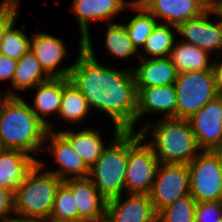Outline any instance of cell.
Listing matches in <instances>:
<instances>
[{
    "instance_id": "41",
    "label": "cell",
    "mask_w": 222,
    "mask_h": 222,
    "mask_svg": "<svg viewBox=\"0 0 222 222\" xmlns=\"http://www.w3.org/2000/svg\"><path fill=\"white\" fill-rule=\"evenodd\" d=\"M4 222H40V221L34 220V219L20 218V217H16L14 215V217H12Z\"/></svg>"
},
{
    "instance_id": "10",
    "label": "cell",
    "mask_w": 222,
    "mask_h": 222,
    "mask_svg": "<svg viewBox=\"0 0 222 222\" xmlns=\"http://www.w3.org/2000/svg\"><path fill=\"white\" fill-rule=\"evenodd\" d=\"M200 149L212 151L222 143V97L218 95L188 119Z\"/></svg>"
},
{
    "instance_id": "22",
    "label": "cell",
    "mask_w": 222,
    "mask_h": 222,
    "mask_svg": "<svg viewBox=\"0 0 222 222\" xmlns=\"http://www.w3.org/2000/svg\"><path fill=\"white\" fill-rule=\"evenodd\" d=\"M59 132L70 142L73 149L89 169L107 147V145L103 144L100 133L94 129L79 130L77 132L59 130Z\"/></svg>"
},
{
    "instance_id": "35",
    "label": "cell",
    "mask_w": 222,
    "mask_h": 222,
    "mask_svg": "<svg viewBox=\"0 0 222 222\" xmlns=\"http://www.w3.org/2000/svg\"><path fill=\"white\" fill-rule=\"evenodd\" d=\"M16 17L18 14L15 12L0 10V40L7 28L16 21Z\"/></svg>"
},
{
    "instance_id": "18",
    "label": "cell",
    "mask_w": 222,
    "mask_h": 222,
    "mask_svg": "<svg viewBox=\"0 0 222 222\" xmlns=\"http://www.w3.org/2000/svg\"><path fill=\"white\" fill-rule=\"evenodd\" d=\"M77 16L80 28V42L90 33L91 21H110L113 16L126 10L124 0H74L71 9Z\"/></svg>"
},
{
    "instance_id": "38",
    "label": "cell",
    "mask_w": 222,
    "mask_h": 222,
    "mask_svg": "<svg viewBox=\"0 0 222 222\" xmlns=\"http://www.w3.org/2000/svg\"><path fill=\"white\" fill-rule=\"evenodd\" d=\"M20 3V0H4L0 3V10L3 11H12L17 13V7Z\"/></svg>"
},
{
    "instance_id": "26",
    "label": "cell",
    "mask_w": 222,
    "mask_h": 222,
    "mask_svg": "<svg viewBox=\"0 0 222 222\" xmlns=\"http://www.w3.org/2000/svg\"><path fill=\"white\" fill-rule=\"evenodd\" d=\"M172 29H175L177 32V26L165 23H157L154 27L152 33L146 39L142 47L147 55L151 56V59L170 56L171 50L175 44V35Z\"/></svg>"
},
{
    "instance_id": "13",
    "label": "cell",
    "mask_w": 222,
    "mask_h": 222,
    "mask_svg": "<svg viewBox=\"0 0 222 222\" xmlns=\"http://www.w3.org/2000/svg\"><path fill=\"white\" fill-rule=\"evenodd\" d=\"M48 140L51 141L48 147L49 152L59 166L56 170L49 172L55 174L62 182L70 178L88 177L89 168L59 131L48 130L45 141Z\"/></svg>"
},
{
    "instance_id": "32",
    "label": "cell",
    "mask_w": 222,
    "mask_h": 222,
    "mask_svg": "<svg viewBox=\"0 0 222 222\" xmlns=\"http://www.w3.org/2000/svg\"><path fill=\"white\" fill-rule=\"evenodd\" d=\"M222 218V201L196 204L195 222H219Z\"/></svg>"
},
{
    "instance_id": "19",
    "label": "cell",
    "mask_w": 222,
    "mask_h": 222,
    "mask_svg": "<svg viewBox=\"0 0 222 222\" xmlns=\"http://www.w3.org/2000/svg\"><path fill=\"white\" fill-rule=\"evenodd\" d=\"M141 65L133 69L136 88H149L175 84L177 71L170 57L143 59Z\"/></svg>"
},
{
    "instance_id": "16",
    "label": "cell",
    "mask_w": 222,
    "mask_h": 222,
    "mask_svg": "<svg viewBox=\"0 0 222 222\" xmlns=\"http://www.w3.org/2000/svg\"><path fill=\"white\" fill-rule=\"evenodd\" d=\"M136 90V123L143 115L152 112H162L164 118H176L177 94L175 84L136 88Z\"/></svg>"
},
{
    "instance_id": "29",
    "label": "cell",
    "mask_w": 222,
    "mask_h": 222,
    "mask_svg": "<svg viewBox=\"0 0 222 222\" xmlns=\"http://www.w3.org/2000/svg\"><path fill=\"white\" fill-rule=\"evenodd\" d=\"M49 220L55 222H78V212L74 196L63 183L56 190Z\"/></svg>"
},
{
    "instance_id": "17",
    "label": "cell",
    "mask_w": 222,
    "mask_h": 222,
    "mask_svg": "<svg viewBox=\"0 0 222 222\" xmlns=\"http://www.w3.org/2000/svg\"><path fill=\"white\" fill-rule=\"evenodd\" d=\"M210 8V0H154L147 9L165 24L178 26L203 14Z\"/></svg>"
},
{
    "instance_id": "6",
    "label": "cell",
    "mask_w": 222,
    "mask_h": 222,
    "mask_svg": "<svg viewBox=\"0 0 222 222\" xmlns=\"http://www.w3.org/2000/svg\"><path fill=\"white\" fill-rule=\"evenodd\" d=\"M134 132L128 131L126 193L149 195L160 163L152 146L149 143H142L144 137L139 131Z\"/></svg>"
},
{
    "instance_id": "30",
    "label": "cell",
    "mask_w": 222,
    "mask_h": 222,
    "mask_svg": "<svg viewBox=\"0 0 222 222\" xmlns=\"http://www.w3.org/2000/svg\"><path fill=\"white\" fill-rule=\"evenodd\" d=\"M197 202L189 194L157 213V222H195Z\"/></svg>"
},
{
    "instance_id": "39",
    "label": "cell",
    "mask_w": 222,
    "mask_h": 222,
    "mask_svg": "<svg viewBox=\"0 0 222 222\" xmlns=\"http://www.w3.org/2000/svg\"><path fill=\"white\" fill-rule=\"evenodd\" d=\"M210 8L213 10V15L221 17L222 23V0H210Z\"/></svg>"
},
{
    "instance_id": "12",
    "label": "cell",
    "mask_w": 222,
    "mask_h": 222,
    "mask_svg": "<svg viewBox=\"0 0 222 222\" xmlns=\"http://www.w3.org/2000/svg\"><path fill=\"white\" fill-rule=\"evenodd\" d=\"M122 195L107 200L105 222H157L150 196L130 194L122 202Z\"/></svg>"
},
{
    "instance_id": "44",
    "label": "cell",
    "mask_w": 222,
    "mask_h": 222,
    "mask_svg": "<svg viewBox=\"0 0 222 222\" xmlns=\"http://www.w3.org/2000/svg\"><path fill=\"white\" fill-rule=\"evenodd\" d=\"M40 222H55V221L45 220V221H40Z\"/></svg>"
},
{
    "instance_id": "9",
    "label": "cell",
    "mask_w": 222,
    "mask_h": 222,
    "mask_svg": "<svg viewBox=\"0 0 222 222\" xmlns=\"http://www.w3.org/2000/svg\"><path fill=\"white\" fill-rule=\"evenodd\" d=\"M189 194L190 172L187 164L160 163L149 193L155 212Z\"/></svg>"
},
{
    "instance_id": "5",
    "label": "cell",
    "mask_w": 222,
    "mask_h": 222,
    "mask_svg": "<svg viewBox=\"0 0 222 222\" xmlns=\"http://www.w3.org/2000/svg\"><path fill=\"white\" fill-rule=\"evenodd\" d=\"M112 142L90 167L88 178L106 199L122 195L128 157V131L114 128Z\"/></svg>"
},
{
    "instance_id": "24",
    "label": "cell",
    "mask_w": 222,
    "mask_h": 222,
    "mask_svg": "<svg viewBox=\"0 0 222 222\" xmlns=\"http://www.w3.org/2000/svg\"><path fill=\"white\" fill-rule=\"evenodd\" d=\"M51 77L44 71L30 49L17 60L12 85L16 89H32Z\"/></svg>"
},
{
    "instance_id": "3",
    "label": "cell",
    "mask_w": 222,
    "mask_h": 222,
    "mask_svg": "<svg viewBox=\"0 0 222 222\" xmlns=\"http://www.w3.org/2000/svg\"><path fill=\"white\" fill-rule=\"evenodd\" d=\"M151 127V128H150ZM150 129L154 141L148 142L159 163L189 164L200 150L188 119L162 118L157 124L144 125L139 133L145 138Z\"/></svg>"
},
{
    "instance_id": "15",
    "label": "cell",
    "mask_w": 222,
    "mask_h": 222,
    "mask_svg": "<svg viewBox=\"0 0 222 222\" xmlns=\"http://www.w3.org/2000/svg\"><path fill=\"white\" fill-rule=\"evenodd\" d=\"M30 51L51 78L69 77L73 64L60 70L57 69L67 55L66 46L60 38L42 32L35 33L30 41Z\"/></svg>"
},
{
    "instance_id": "42",
    "label": "cell",
    "mask_w": 222,
    "mask_h": 222,
    "mask_svg": "<svg viewBox=\"0 0 222 222\" xmlns=\"http://www.w3.org/2000/svg\"><path fill=\"white\" fill-rule=\"evenodd\" d=\"M9 96H19V95H17L16 93H14L12 90L9 89V90L6 92V94H5V96H4V99L2 100V99L0 98V110H1V108H2V106H3V103L6 101V99H7Z\"/></svg>"
},
{
    "instance_id": "1",
    "label": "cell",
    "mask_w": 222,
    "mask_h": 222,
    "mask_svg": "<svg viewBox=\"0 0 222 222\" xmlns=\"http://www.w3.org/2000/svg\"><path fill=\"white\" fill-rule=\"evenodd\" d=\"M79 48L69 81L83 94L90 109L93 107L112 118L114 128L134 131L137 90L133 70H115L99 64L94 56L90 33Z\"/></svg>"
},
{
    "instance_id": "7",
    "label": "cell",
    "mask_w": 222,
    "mask_h": 222,
    "mask_svg": "<svg viewBox=\"0 0 222 222\" xmlns=\"http://www.w3.org/2000/svg\"><path fill=\"white\" fill-rule=\"evenodd\" d=\"M175 88L177 119H189L219 95L212 70L179 73Z\"/></svg>"
},
{
    "instance_id": "27",
    "label": "cell",
    "mask_w": 222,
    "mask_h": 222,
    "mask_svg": "<svg viewBox=\"0 0 222 222\" xmlns=\"http://www.w3.org/2000/svg\"><path fill=\"white\" fill-rule=\"evenodd\" d=\"M106 30L105 43L111 55L124 59L139 54L123 24L108 23Z\"/></svg>"
},
{
    "instance_id": "31",
    "label": "cell",
    "mask_w": 222,
    "mask_h": 222,
    "mask_svg": "<svg viewBox=\"0 0 222 222\" xmlns=\"http://www.w3.org/2000/svg\"><path fill=\"white\" fill-rule=\"evenodd\" d=\"M13 22L0 40V54L19 60L29 49L30 40L21 30L14 29Z\"/></svg>"
},
{
    "instance_id": "8",
    "label": "cell",
    "mask_w": 222,
    "mask_h": 222,
    "mask_svg": "<svg viewBox=\"0 0 222 222\" xmlns=\"http://www.w3.org/2000/svg\"><path fill=\"white\" fill-rule=\"evenodd\" d=\"M187 164L190 172V195L197 203L222 201V170L217 156L209 150L198 151Z\"/></svg>"
},
{
    "instance_id": "28",
    "label": "cell",
    "mask_w": 222,
    "mask_h": 222,
    "mask_svg": "<svg viewBox=\"0 0 222 222\" xmlns=\"http://www.w3.org/2000/svg\"><path fill=\"white\" fill-rule=\"evenodd\" d=\"M137 11L139 13L132 17L127 24L123 25L134 47L138 50L144 46L146 39L150 36L158 22L148 10L139 9L136 10V13Z\"/></svg>"
},
{
    "instance_id": "14",
    "label": "cell",
    "mask_w": 222,
    "mask_h": 222,
    "mask_svg": "<svg viewBox=\"0 0 222 222\" xmlns=\"http://www.w3.org/2000/svg\"><path fill=\"white\" fill-rule=\"evenodd\" d=\"M211 13L213 10L209 8L200 16L179 24L177 33L186 38L182 41L195 45L208 53L214 50L222 51V23L220 20L214 24L209 21L208 16Z\"/></svg>"
},
{
    "instance_id": "25",
    "label": "cell",
    "mask_w": 222,
    "mask_h": 222,
    "mask_svg": "<svg viewBox=\"0 0 222 222\" xmlns=\"http://www.w3.org/2000/svg\"><path fill=\"white\" fill-rule=\"evenodd\" d=\"M90 107L83 94L72 85L69 78H63V95L59 116L62 120L78 122L89 114Z\"/></svg>"
},
{
    "instance_id": "4",
    "label": "cell",
    "mask_w": 222,
    "mask_h": 222,
    "mask_svg": "<svg viewBox=\"0 0 222 222\" xmlns=\"http://www.w3.org/2000/svg\"><path fill=\"white\" fill-rule=\"evenodd\" d=\"M44 166V163L38 160L25 180L15 189L13 214L16 217L49 220L55 193L62 181L52 172L41 173Z\"/></svg>"
},
{
    "instance_id": "33",
    "label": "cell",
    "mask_w": 222,
    "mask_h": 222,
    "mask_svg": "<svg viewBox=\"0 0 222 222\" xmlns=\"http://www.w3.org/2000/svg\"><path fill=\"white\" fill-rule=\"evenodd\" d=\"M14 192L0 187V222H4L14 216Z\"/></svg>"
},
{
    "instance_id": "11",
    "label": "cell",
    "mask_w": 222,
    "mask_h": 222,
    "mask_svg": "<svg viewBox=\"0 0 222 222\" xmlns=\"http://www.w3.org/2000/svg\"><path fill=\"white\" fill-rule=\"evenodd\" d=\"M62 183L74 196L78 222H105L107 200L88 177L70 178Z\"/></svg>"
},
{
    "instance_id": "43",
    "label": "cell",
    "mask_w": 222,
    "mask_h": 222,
    "mask_svg": "<svg viewBox=\"0 0 222 222\" xmlns=\"http://www.w3.org/2000/svg\"><path fill=\"white\" fill-rule=\"evenodd\" d=\"M5 150V148L2 145V142L0 141V154Z\"/></svg>"
},
{
    "instance_id": "37",
    "label": "cell",
    "mask_w": 222,
    "mask_h": 222,
    "mask_svg": "<svg viewBox=\"0 0 222 222\" xmlns=\"http://www.w3.org/2000/svg\"><path fill=\"white\" fill-rule=\"evenodd\" d=\"M153 1L154 0H133L132 2L130 1L128 3L126 2V0H124V5L126 9H128V7H131V9H133L134 11L139 9L147 10L149 6L153 3Z\"/></svg>"
},
{
    "instance_id": "21",
    "label": "cell",
    "mask_w": 222,
    "mask_h": 222,
    "mask_svg": "<svg viewBox=\"0 0 222 222\" xmlns=\"http://www.w3.org/2000/svg\"><path fill=\"white\" fill-rule=\"evenodd\" d=\"M36 96L33 105L30 106L36 116L53 131L51 122L45 117L50 114H59L61 99L63 95V78H50L45 82L36 85Z\"/></svg>"
},
{
    "instance_id": "20",
    "label": "cell",
    "mask_w": 222,
    "mask_h": 222,
    "mask_svg": "<svg viewBox=\"0 0 222 222\" xmlns=\"http://www.w3.org/2000/svg\"><path fill=\"white\" fill-rule=\"evenodd\" d=\"M37 162L23 151L5 149L0 154V187L14 192Z\"/></svg>"
},
{
    "instance_id": "2",
    "label": "cell",
    "mask_w": 222,
    "mask_h": 222,
    "mask_svg": "<svg viewBox=\"0 0 222 222\" xmlns=\"http://www.w3.org/2000/svg\"><path fill=\"white\" fill-rule=\"evenodd\" d=\"M48 127L19 96H9L0 110V141L5 149L38 153Z\"/></svg>"
},
{
    "instance_id": "36",
    "label": "cell",
    "mask_w": 222,
    "mask_h": 222,
    "mask_svg": "<svg viewBox=\"0 0 222 222\" xmlns=\"http://www.w3.org/2000/svg\"><path fill=\"white\" fill-rule=\"evenodd\" d=\"M212 72L214 75V81L217 88V91L220 93L222 91V61H212Z\"/></svg>"
},
{
    "instance_id": "34",
    "label": "cell",
    "mask_w": 222,
    "mask_h": 222,
    "mask_svg": "<svg viewBox=\"0 0 222 222\" xmlns=\"http://www.w3.org/2000/svg\"><path fill=\"white\" fill-rule=\"evenodd\" d=\"M17 60L0 54V80L9 79L12 83Z\"/></svg>"
},
{
    "instance_id": "23",
    "label": "cell",
    "mask_w": 222,
    "mask_h": 222,
    "mask_svg": "<svg viewBox=\"0 0 222 222\" xmlns=\"http://www.w3.org/2000/svg\"><path fill=\"white\" fill-rule=\"evenodd\" d=\"M169 57L178 74L212 70L213 63L209 61L210 53L184 41L174 44Z\"/></svg>"
},
{
    "instance_id": "40",
    "label": "cell",
    "mask_w": 222,
    "mask_h": 222,
    "mask_svg": "<svg viewBox=\"0 0 222 222\" xmlns=\"http://www.w3.org/2000/svg\"><path fill=\"white\" fill-rule=\"evenodd\" d=\"M212 152L217 156L219 163H220V168L222 170V143L218 146H216Z\"/></svg>"
}]
</instances>
